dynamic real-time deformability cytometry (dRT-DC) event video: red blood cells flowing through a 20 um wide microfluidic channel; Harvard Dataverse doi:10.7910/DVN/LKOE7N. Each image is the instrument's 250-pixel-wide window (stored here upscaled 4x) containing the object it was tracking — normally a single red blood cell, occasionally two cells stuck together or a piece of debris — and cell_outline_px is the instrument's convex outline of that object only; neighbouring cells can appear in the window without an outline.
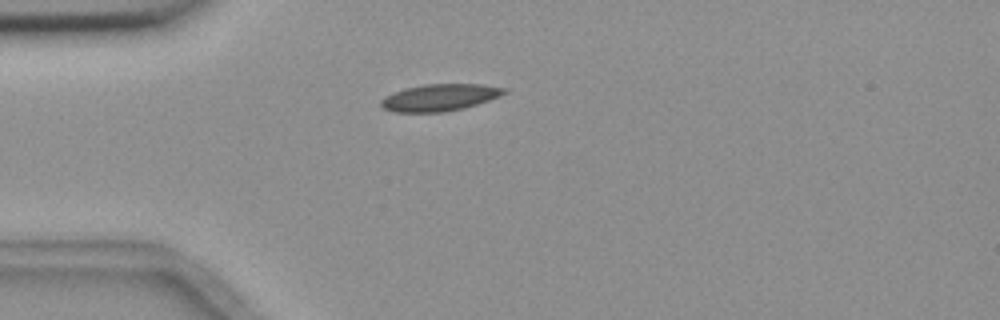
{"species": "common noctule bat (a hibernating species)", "species_latin": "Nyctalus noctula", "temperature_condition": "room temperature", "stored_images_in_passage": 1, "camera_frame_rate_fps": 3000, "um_per_image_px": 0.085, "animal": {"sex": "female", "body_mass_g": 18.4}, "frame": {"image": 1, "passage_image": 1, "time_ms": 0.0, "image_size_px": [1000, 320], "cell_outline_px": [[508, 92], [500, 96], [464, 108], [444, 112], [396, 112], [384, 108], [380, 104], [380, 100], [384, 96], [404, 88], [424, 84], [480, 84], [508, 88]], "centroid_in_image_um": [37.38, 8.28], "position_along_channel_um": 47.6, "area_um2": 19.36}}